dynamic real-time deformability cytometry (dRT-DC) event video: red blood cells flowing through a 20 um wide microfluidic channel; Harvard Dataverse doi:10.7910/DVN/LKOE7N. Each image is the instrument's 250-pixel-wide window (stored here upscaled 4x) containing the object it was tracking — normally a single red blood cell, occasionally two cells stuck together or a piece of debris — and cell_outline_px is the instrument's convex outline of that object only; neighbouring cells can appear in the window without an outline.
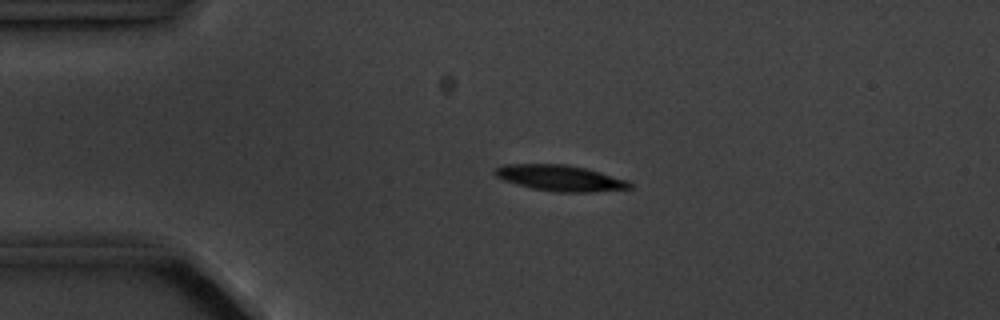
{"species": "common noctule bat (a hibernating species)", "species_latin": "Nyctalus noctula", "temperature_condition": "cold", "stored_images_in_passage": 4, "camera_frame_rate_fps": 3000, "um_per_image_px": 0.085, "animal": {"sex": "male", "body_mass_g": 20.1, "forearm_length_mm": 53.5}, "frame": {"image": 1, "passage_image": 3, "time_ms": 3.0, "image_size_px": [1000, 320], "cell_outline_px": [[632, 188], [596, 192], [556, 192], [532, 188], [504, 180], [496, 176], [492, 172], [496, 168], [504, 164], [564, 164], [584, 168], [628, 180], [632, 184]], "centroid_in_image_um": [47.62, 15.14], "position_along_channel_um": 37.4, "area_um2": 20.23}}